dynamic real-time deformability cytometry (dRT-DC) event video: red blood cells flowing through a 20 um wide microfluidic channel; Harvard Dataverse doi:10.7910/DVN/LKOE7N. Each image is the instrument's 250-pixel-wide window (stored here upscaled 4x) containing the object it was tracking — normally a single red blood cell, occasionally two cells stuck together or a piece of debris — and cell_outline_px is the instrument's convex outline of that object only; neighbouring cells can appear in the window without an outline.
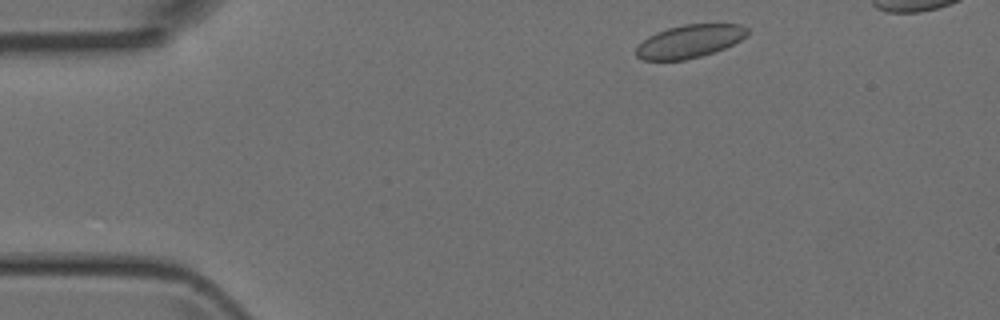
{"species": "Egyptian fruit bat (a non-hibernating species)", "species_latin": "Rousettus aegyptiacus", "temperature_condition": "room temperature", "stored_images_in_passage": 4, "camera_frame_rate_fps": 3000, "um_per_image_px": 0.085, "animal": {"sex": "female"}, "frame": {"image": 1, "passage_image": 1, "time_ms": 0.0, "image_size_px": [1000, 320], "cell_outline_px": [[748, 32], [740, 40], [724, 48], [700, 56], [684, 60], [644, 60], [636, 56], [636, 48], [648, 36], [656, 32], [668, 28], [684, 24], [740, 24], [748, 28]], "centroid_in_image_um": [58.59, 3.5], "position_along_channel_um": 26.4, "area_um2": 21.15}}